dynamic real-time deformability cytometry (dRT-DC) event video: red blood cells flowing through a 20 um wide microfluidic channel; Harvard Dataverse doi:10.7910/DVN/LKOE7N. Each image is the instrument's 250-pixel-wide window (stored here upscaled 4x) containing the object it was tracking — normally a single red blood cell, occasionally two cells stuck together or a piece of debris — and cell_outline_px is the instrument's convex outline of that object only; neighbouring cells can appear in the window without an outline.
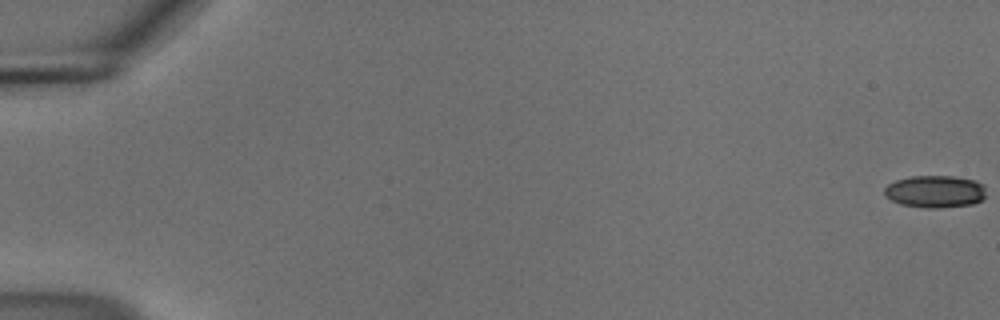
{"species": "common noctule bat (a hibernating species)", "species_latin": "Nyctalus noctula", "temperature_condition": "cold", "stored_images_in_passage": 56, "camera_frame_rate_fps": 3000, "um_per_image_px": 0.085, "animal": {"sex": "male", "body_mass_g": 18.8}, "frame": {"image": 1, "passage_image": 1, "time_ms": 0.0, "image_size_px": [1000, 320], "cell_outline_px": [[984, 200], [972, 204], [940, 208], [924, 208], [900, 204], [884, 196], [884, 188], [888, 184], [896, 180], [912, 176], [952, 176], [976, 180], [984, 184]], "centroid_in_image_um": [79.48, 16.28], "position_along_channel_um": 5.5, "area_um2": 19.31}}
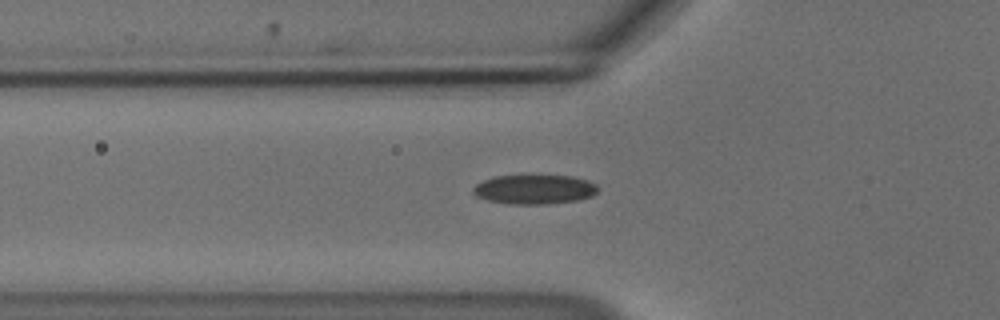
{"frame": {"image": 2, "passage_image": 21, "time_ms": 6.667, "image_size_px": [1000, 320], "cell_outline_px": [[600, 188], [592, 196], [576, 200], [544, 204], [512, 204], [488, 200], [476, 196], [472, 192], [472, 188], [476, 184], [492, 176], [572, 176], [588, 180], [596, 184]], "centroid_in_image_um": [45.42, 16.09], "position_along_channel_um": 80.4, "area_um2": 21.27}}
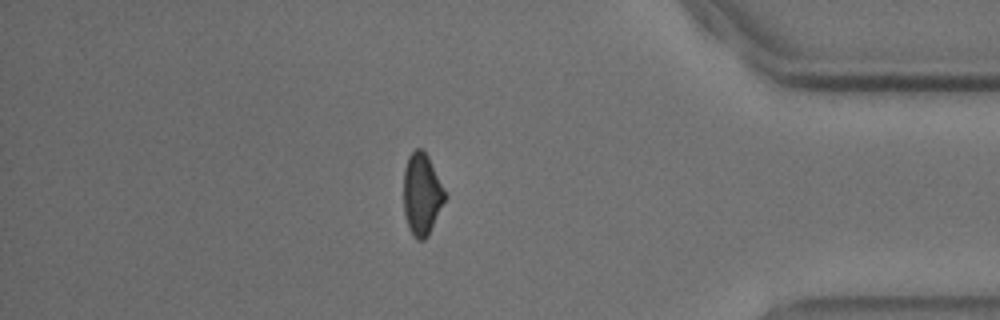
{"frame": {"image": 3, "passage_image": 49, "time_ms": 16.0, "image_size_px": [1000, 320], "cell_outline_px": [[444, 200], [428, 236], [424, 240], [416, 240], [412, 236], [408, 228], [404, 212], [404, 168], [408, 156], [416, 148], [420, 148], [428, 156], [444, 188]], "centroid_in_image_um": [35.82, 16.52], "position_along_channel_um": 399.4, "area_um2": 19.48}, "authors_computed_cell_mechanics": {"area_um2": 20.4612, "velocity_mm_per_s": 3.7186, "shape_relaxation_time_tau1_ms": 5.9637, "shape_relaxation_time_tau2_ms": null, "deformation_change_tau1": 0.1288, "deformation_change_tau2": null}}